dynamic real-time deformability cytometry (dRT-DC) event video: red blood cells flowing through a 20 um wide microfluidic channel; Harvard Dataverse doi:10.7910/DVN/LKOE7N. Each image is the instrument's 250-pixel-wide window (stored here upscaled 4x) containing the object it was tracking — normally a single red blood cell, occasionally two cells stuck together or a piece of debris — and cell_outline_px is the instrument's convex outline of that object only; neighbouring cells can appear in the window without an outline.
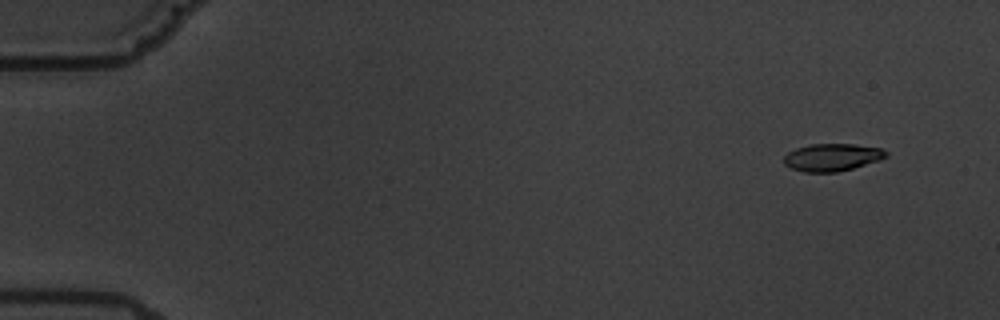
{"species": "common noctule bat (a hibernating species)", "species_latin": "Nyctalus noctula", "temperature_condition": "warm", "stored_images_in_passage": 6, "camera_frame_rate_fps": 3000, "um_per_image_px": 0.085, "animal": {"sex": "male", "body_mass_g": 19.5, "forearm_length_mm": 54.6}, "frame": {"image": 1, "passage_image": 2, "time_ms": 1.333, "image_size_px": [1000, 320], "cell_outline_px": [[888, 156], [852, 168], [836, 172], [804, 172], [792, 168], [784, 164], [784, 156], [788, 152], [796, 148], [812, 144], [856, 144], [880, 148], [888, 152]], "centroid_in_image_um": [70.7, 13.36], "position_along_channel_um": 14.3, "area_um2": 16.13}}